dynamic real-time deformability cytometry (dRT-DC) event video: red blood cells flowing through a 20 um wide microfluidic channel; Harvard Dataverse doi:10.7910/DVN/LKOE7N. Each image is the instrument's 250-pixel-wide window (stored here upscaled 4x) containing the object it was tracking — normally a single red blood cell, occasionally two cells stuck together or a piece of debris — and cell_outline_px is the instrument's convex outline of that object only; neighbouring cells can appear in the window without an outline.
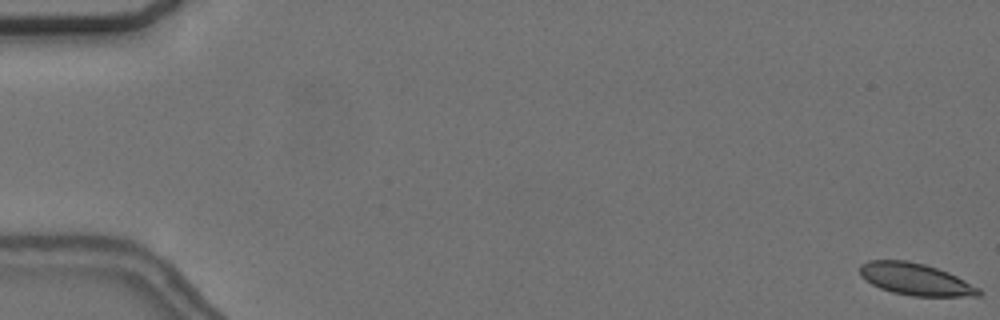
{"species": "common noctule bat (a hibernating species)", "species_latin": "Nyctalus noctula", "temperature_condition": "cold", "stored_images_in_passage": 24, "camera_frame_rate_fps": 3000, "um_per_image_px": 0.085, "animal": {"sex": "female", "body_mass_g": 24.6, "forearm_length_mm": 56.2}, "frame": {"image": 1, "passage_image": 1, "time_ms": 0.0, "image_size_px": [1000, 320], "cell_outline_px": [[984, 292], [980, 296], [912, 296], [892, 292], [880, 288], [864, 280], [860, 276], [860, 264], [868, 260], [904, 260], [924, 264], [948, 272], [980, 288]], "centroid_in_image_um": [77.81, 23.74], "position_along_channel_um": 7.2, "area_um2": 22.2}}
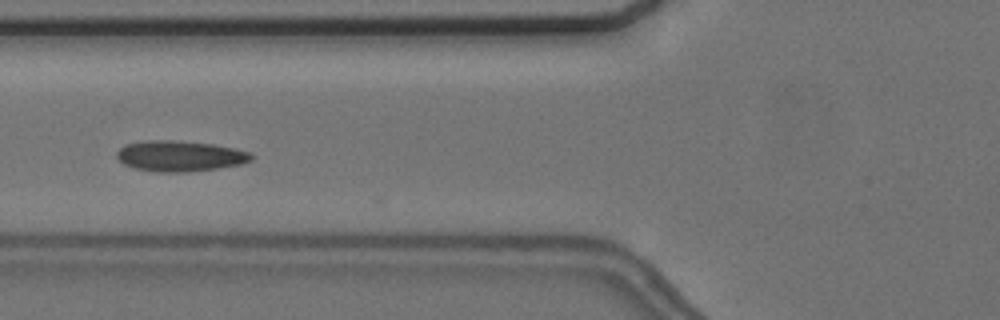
{"frame": {"image": 2, "passage_image": 23, "time_ms": 7.333, "image_size_px": [1000, 320], "cell_outline_px": [[252, 160], [240, 164], [216, 168], [184, 172], [156, 172], [136, 168], [124, 164], [116, 156], [116, 152], [124, 144], [144, 140], [172, 140], [212, 144], [232, 148], [248, 152], [252, 156]], "centroid_in_image_um": [15.23, 13.25], "position_along_channel_um": 110.6, "area_um2": 23.81}}